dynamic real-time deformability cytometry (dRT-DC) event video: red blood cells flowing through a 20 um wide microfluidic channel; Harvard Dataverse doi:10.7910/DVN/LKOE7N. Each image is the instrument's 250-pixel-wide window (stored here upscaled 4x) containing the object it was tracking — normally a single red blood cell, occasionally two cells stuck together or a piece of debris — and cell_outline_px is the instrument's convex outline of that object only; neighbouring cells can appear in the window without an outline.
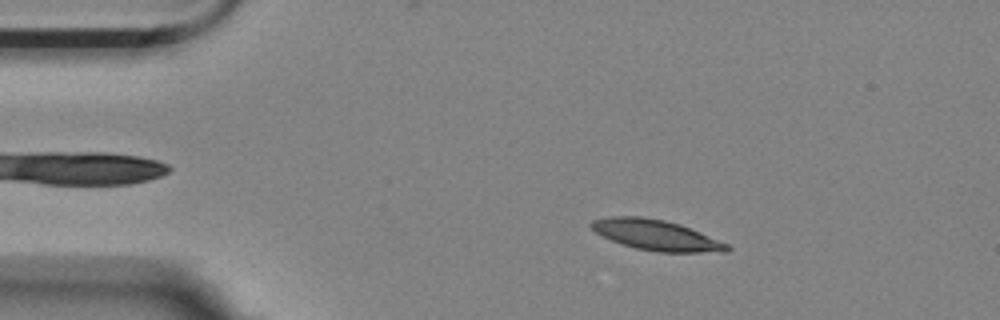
{"species": "Egyptian fruit bat (a non-hibernating species)", "species_latin": "Rousettus aegyptiacus", "temperature_condition": "room temperature", "stored_images_in_passage": 4, "camera_frame_rate_fps": 3000, "um_per_image_px": 0.085, "animal": {"sex": "female"}, "frame": {"image": 1, "passage_image": 2, "time_ms": 0.333, "image_size_px": [1000, 320], "cell_outline_px": [[732, 248], [728, 252], [656, 252], [636, 248], [620, 244], [596, 232], [588, 224], [592, 220], [608, 216], [640, 216], [664, 220], [680, 224], [700, 232], [728, 244]], "centroid_in_image_um": [55.77, 19.98], "position_along_channel_um": 29.2, "area_um2": 24.1}}
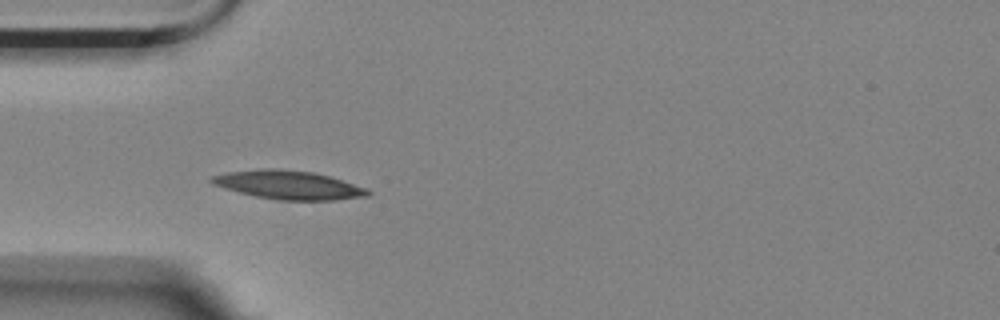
{"frame": {"image": 2, "passage_image": 4, "time_ms": 1.0, "image_size_px": [1000, 320], "cell_outline_px": [[372, 192], [368, 196], [336, 200], [276, 200], [256, 196], [224, 188], [212, 184], [208, 180], [212, 176], [228, 172], [268, 168], [276, 168], [312, 172], [328, 176], [368, 188]], "centroid_in_image_um": [24.54, 15.72], "position_along_channel_um": 60.5, "area_um2": 25.95}}